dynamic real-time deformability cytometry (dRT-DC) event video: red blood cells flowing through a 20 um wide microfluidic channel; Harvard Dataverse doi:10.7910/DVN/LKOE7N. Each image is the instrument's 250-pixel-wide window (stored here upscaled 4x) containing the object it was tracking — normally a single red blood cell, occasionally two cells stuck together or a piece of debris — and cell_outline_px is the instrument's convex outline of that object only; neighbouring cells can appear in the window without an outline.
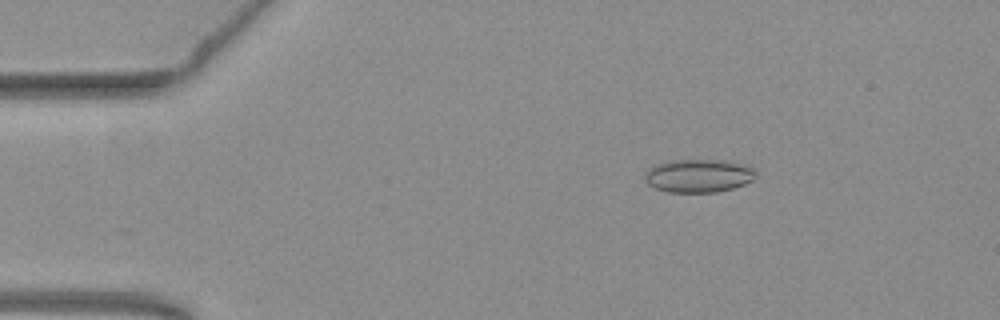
{"species": "common noctule bat (a hibernating species)", "species_latin": "Nyctalus noctula", "temperature_condition": "warm", "stored_images_in_passage": 54, "camera_frame_rate_fps": 3000, "um_per_image_px": 0.085, "animal": {"sex": "female", "body_mass_g": 19.3, "forearm_length_mm": 54.1}, "frame": {"image": 1, "passage_image": 9, "time_ms": 2.667, "image_size_px": [1000, 320], "cell_outline_px": [[756, 176], [752, 180], [744, 184], [732, 188], [716, 192], [668, 192], [656, 188], [648, 184], [644, 180], [644, 172], [648, 168], [656, 164], [672, 160], [724, 160], [740, 164], [752, 168], [756, 172]], "centroid_in_image_um": [59.33, 14.94], "position_along_channel_um": 25.7, "area_um2": 21.44}}
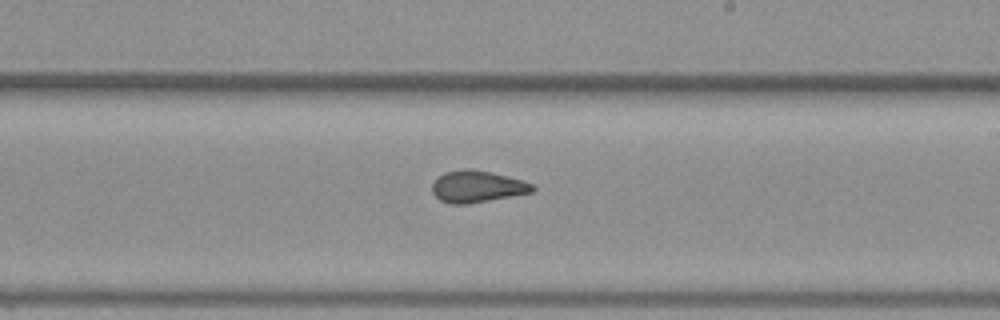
{"frame": {"image": 2, "passage_image": 32, "time_ms": 10.333, "image_size_px": [1000, 320], "cell_outline_px": [[536, 188], [532, 192], [468, 204], [448, 204], [440, 200], [432, 192], [432, 184], [444, 172], [468, 168], [492, 172], [508, 176], [532, 184]], "centroid_in_image_um": [40.54, 15.86], "position_along_channel_um": 248.5, "area_um2": 18.44}}
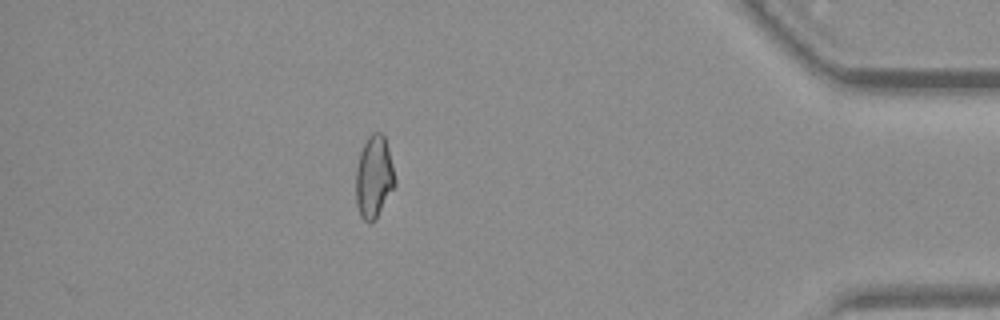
{"frame": {"image": 3, "passage_image": 48, "time_ms": 15.667, "image_size_px": [1000, 320], "cell_outline_px": [[396, 184], [376, 220], [368, 224], [360, 216], [356, 204], [356, 168], [360, 152], [368, 136], [372, 132], [380, 132], [384, 136], [388, 148], [396, 180]], "centroid_in_image_um": [31.78, 15.08], "position_along_channel_um": 403.4, "area_um2": 18.9}, "authors_computed_cell_mechanics": {"area_um2": 19.1896, "velocity_mm_per_s": 3.7864, "shape_relaxation_time_tau1_ms": 10.0589, "shape_relaxation_time_tau2_ms": 1.7892, "deformation_change_tau1": 0.1856, "deformation_change_tau2": 0.0677}}